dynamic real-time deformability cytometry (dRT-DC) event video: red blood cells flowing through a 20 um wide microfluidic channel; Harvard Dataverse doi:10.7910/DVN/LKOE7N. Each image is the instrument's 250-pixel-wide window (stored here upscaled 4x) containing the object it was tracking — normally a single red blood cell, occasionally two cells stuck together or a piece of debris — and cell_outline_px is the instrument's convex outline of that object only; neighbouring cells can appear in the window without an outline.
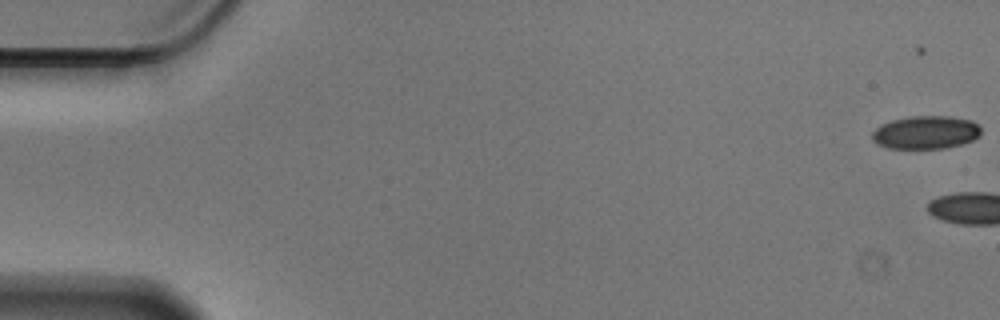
{"species": "Egyptian fruit bat (a non-hibernating species)", "species_latin": "Rousettus aegyptiacus", "temperature_condition": "cold", "stored_images_in_passage": 5, "camera_frame_rate_fps": 3000, "um_per_image_px": 0.085, "animal": {"sex": "male"}, "frame": {"image": 1, "passage_image": 2, "time_ms": 0.333, "image_size_px": [1000, 320], "cell_outline_px": [[980, 136], [972, 140], [960, 144], [944, 148], [888, 148], [876, 144], [872, 140], [872, 132], [880, 124], [892, 120], [908, 116], [952, 116], [972, 120], [980, 128]], "centroid_in_image_um": [78.66, 11.24], "position_along_channel_um": 6.3, "area_um2": 21.1}}